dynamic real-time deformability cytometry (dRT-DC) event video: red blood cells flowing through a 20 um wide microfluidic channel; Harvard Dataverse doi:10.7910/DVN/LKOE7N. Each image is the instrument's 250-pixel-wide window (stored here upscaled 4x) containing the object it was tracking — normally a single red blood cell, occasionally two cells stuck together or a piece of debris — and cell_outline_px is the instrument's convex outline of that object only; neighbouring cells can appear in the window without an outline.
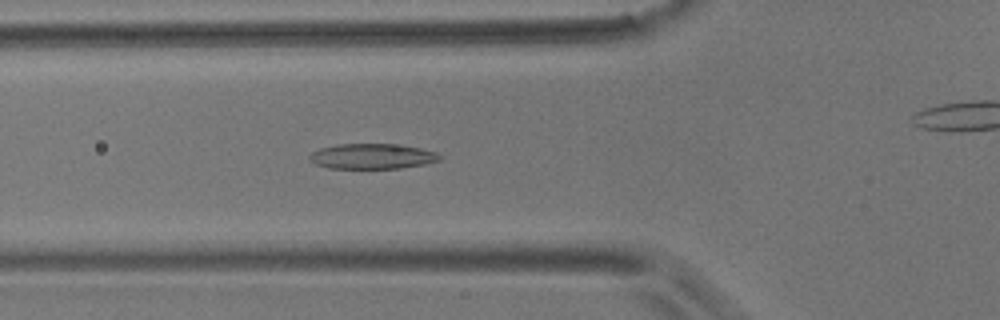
{"species": "common noctule bat (a hibernating species)", "species_latin": "Nyctalus noctula", "temperature_condition": "room temperature", "stored_images_in_passage": 50, "camera_frame_rate_fps": 3000, "um_per_image_px": 0.085, "animal": {"sex": "male", "body_mass_g": 17.9}, "frame": {"image": 1, "passage_image": 13, "time_ms": 4.0, "image_size_px": [1000, 320], "cell_outline_px": [[444, 156], [440, 160], [424, 164], [400, 168], [328, 168], [316, 164], [308, 160], [308, 156], [312, 152], [320, 148], [336, 144], [392, 144], [420, 148], [436, 152]], "centroid_in_image_um": [31.62, 13.28], "position_along_channel_um": 94.2, "area_um2": 19.19}}
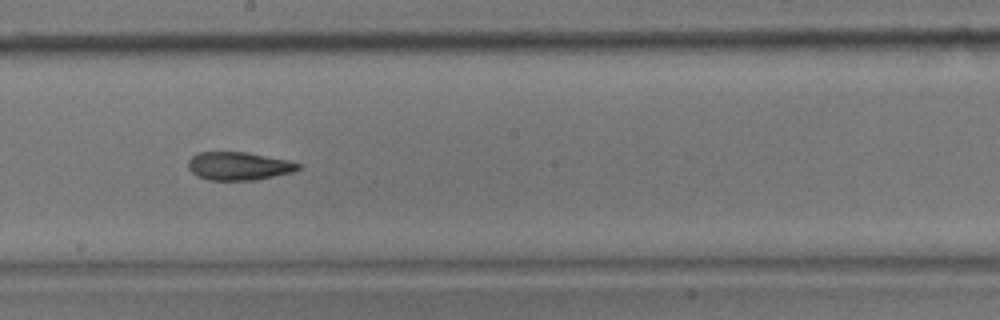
{"frame": {"image": 2, "passage_image": 24, "time_ms": 7.667, "image_size_px": [1000, 320], "cell_outline_px": [[300, 168], [292, 172], [256, 180], [208, 180], [196, 176], [188, 168], [188, 160], [192, 156], [200, 152], [244, 152], [288, 160], [300, 164]], "centroid_in_image_um": [20.26, 14.12], "position_along_channel_um": 227.9, "area_um2": 17.98}}
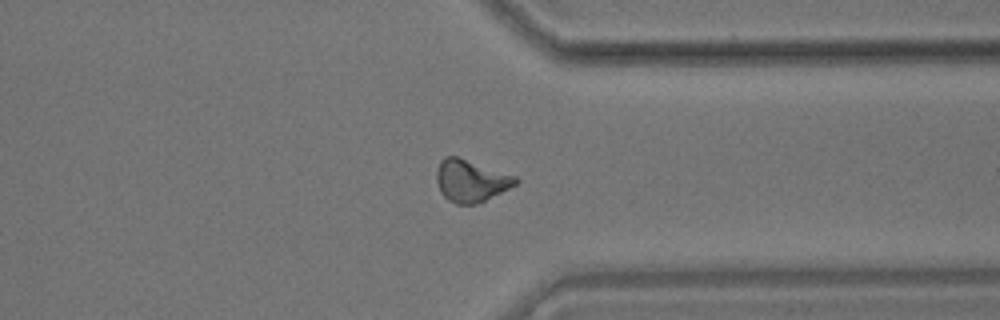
{"frame": {"image": 3, "passage_image": 36, "time_ms": 11.667, "image_size_px": [1000, 320], "cell_outline_px": [[520, 180], [516, 184], [476, 204], [456, 204], [448, 200], [440, 192], [436, 180], [436, 172], [440, 160], [444, 156], [456, 156], [516, 176]], "centroid_in_image_um": [39.98, 15.35], "position_along_channel_um": 371.4, "area_um2": 19.19}, "authors_computed_cell_mechanics": {"area_um2": 18.785, "velocity_mm_per_s": 3.6392, "shape_relaxation_time_tau1_ms": 7.8515, "shape_relaxation_time_tau2_ms": 3.7223, "deformation_change_tau1": 0.1952, "deformation_change_tau2": 0.1237}}